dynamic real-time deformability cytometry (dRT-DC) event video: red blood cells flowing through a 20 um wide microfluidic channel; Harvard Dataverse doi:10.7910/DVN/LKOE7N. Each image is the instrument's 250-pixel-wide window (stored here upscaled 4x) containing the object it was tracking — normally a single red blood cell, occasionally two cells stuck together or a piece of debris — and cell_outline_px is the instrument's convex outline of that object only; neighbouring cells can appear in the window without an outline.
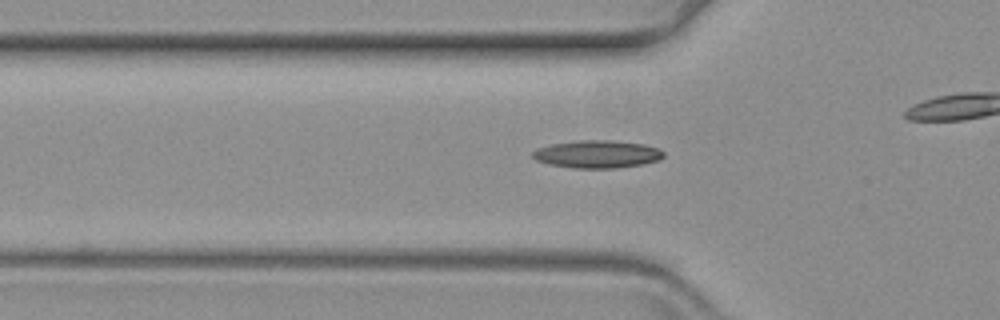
{"species": "common noctule bat (a hibernating species)", "species_latin": "Nyctalus noctula", "temperature_condition": "warm", "stored_images_in_passage": 46, "camera_frame_rate_fps": 3000, "um_per_image_px": 0.085, "animal": {"sex": "female", "body_mass_g": 19.3, "forearm_length_mm": 54.1}, "frame": {"image": 1, "passage_image": 18, "time_ms": 5.667, "image_size_px": [1000, 320], "cell_outline_px": [[664, 156], [660, 160], [644, 164], [616, 168], [572, 168], [548, 164], [536, 160], [532, 156], [532, 152], [536, 148], [552, 144], [580, 140], [616, 140], [644, 144], [656, 148], [664, 152]], "centroid_in_image_um": [50.77, 13.1], "position_along_channel_um": 75.0, "area_um2": 21.27}}
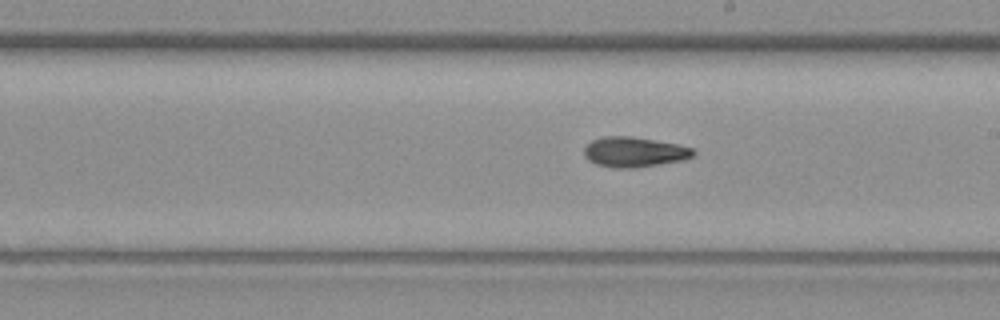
{"frame": {"image": 2, "passage_image": 32, "time_ms": 10.333, "image_size_px": [1000, 320], "cell_outline_px": [[696, 152], [692, 156], [680, 160], [636, 168], [616, 168], [596, 164], [588, 160], [584, 156], [584, 148], [592, 140], [604, 136], [632, 136], [676, 144], [692, 148]], "centroid_in_image_um": [53.86, 12.92], "position_along_channel_um": 235.1, "area_um2": 18.96}}
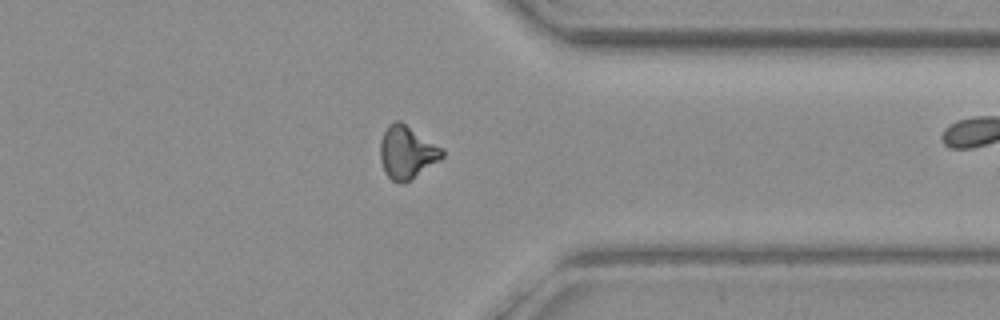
{"frame": {"image": 3, "passage_image": 45, "time_ms": 14.667, "image_size_px": [1000, 320], "cell_outline_px": [[444, 156], [440, 160], [412, 180], [404, 184], [392, 180], [384, 172], [380, 160], [380, 140], [388, 124], [392, 120], [400, 120], [444, 148]], "centroid_in_image_um": [34.6, 12.94], "position_along_channel_um": 376.8, "area_um2": 19.54}}